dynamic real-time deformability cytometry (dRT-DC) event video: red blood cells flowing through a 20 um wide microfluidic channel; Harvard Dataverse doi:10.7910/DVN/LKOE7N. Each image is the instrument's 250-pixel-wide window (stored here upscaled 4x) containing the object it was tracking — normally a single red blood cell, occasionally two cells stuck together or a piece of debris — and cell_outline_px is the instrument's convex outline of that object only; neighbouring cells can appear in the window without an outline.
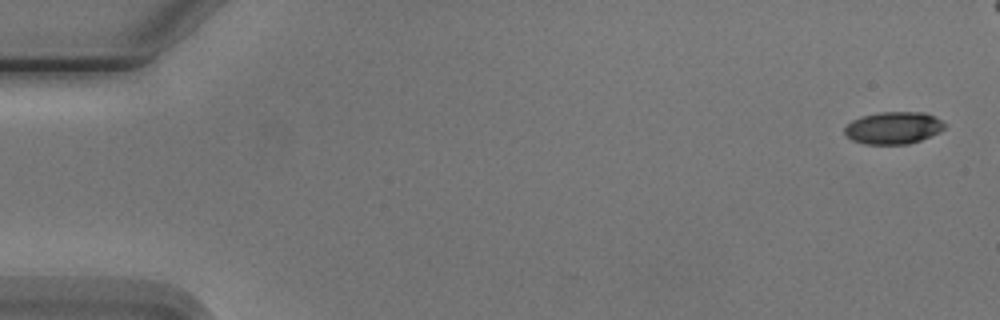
{"species": "Egyptian fruit bat (a non-hibernating species)", "species_latin": "Rousettus aegyptiacus", "temperature_condition": "cold", "stored_images_in_passage": 5, "camera_frame_rate_fps": 3000, "um_per_image_px": 0.085, "animal": {"sex": "male"}, "frame": {"image": 1, "passage_image": 1, "time_ms": 0.0, "image_size_px": [1000, 320], "cell_outline_px": [[944, 128], [940, 132], [920, 140], [908, 144], [864, 144], [852, 140], [844, 132], [844, 128], [852, 120], [860, 116], [880, 112], [924, 112], [940, 120], [944, 124]], "centroid_in_image_um": [75.91, 10.87], "position_along_channel_um": 9.1, "area_um2": 18.67}}